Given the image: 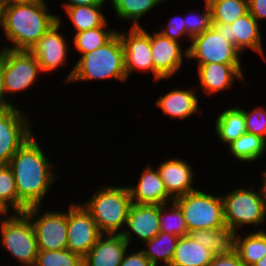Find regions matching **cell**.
<instances>
[{"mask_svg":"<svg viewBox=\"0 0 266 266\" xmlns=\"http://www.w3.org/2000/svg\"><path fill=\"white\" fill-rule=\"evenodd\" d=\"M39 139L36 133L30 136L8 164L16 182L18 213L29 207L44 206L53 185L62 175L61 168L51 160L50 154H46V148L40 143L42 139Z\"/></svg>","mask_w":266,"mask_h":266,"instance_id":"obj_1","label":"cell"},{"mask_svg":"<svg viewBox=\"0 0 266 266\" xmlns=\"http://www.w3.org/2000/svg\"><path fill=\"white\" fill-rule=\"evenodd\" d=\"M48 4L46 0H33L1 7L0 38L5 40L0 41V48L29 51L58 21V14L52 13Z\"/></svg>","mask_w":266,"mask_h":266,"instance_id":"obj_2","label":"cell"},{"mask_svg":"<svg viewBox=\"0 0 266 266\" xmlns=\"http://www.w3.org/2000/svg\"><path fill=\"white\" fill-rule=\"evenodd\" d=\"M76 56L79 58L71 65L72 68L66 77H63L60 86L104 80L129 83L125 72L124 47L118 33L103 46Z\"/></svg>","mask_w":266,"mask_h":266,"instance_id":"obj_3","label":"cell"},{"mask_svg":"<svg viewBox=\"0 0 266 266\" xmlns=\"http://www.w3.org/2000/svg\"><path fill=\"white\" fill-rule=\"evenodd\" d=\"M108 183L96 186L89 197L79 202L91 214L101 234L121 235L132 204L130 191L123 181L117 185Z\"/></svg>","mask_w":266,"mask_h":266,"instance_id":"obj_4","label":"cell"},{"mask_svg":"<svg viewBox=\"0 0 266 266\" xmlns=\"http://www.w3.org/2000/svg\"><path fill=\"white\" fill-rule=\"evenodd\" d=\"M236 187L220 192L226 226L235 233L266 230V200L260 187L255 182Z\"/></svg>","mask_w":266,"mask_h":266,"instance_id":"obj_5","label":"cell"},{"mask_svg":"<svg viewBox=\"0 0 266 266\" xmlns=\"http://www.w3.org/2000/svg\"><path fill=\"white\" fill-rule=\"evenodd\" d=\"M0 246L15 261L12 266L35 265L39 249L33 225L25 212L0 214Z\"/></svg>","mask_w":266,"mask_h":266,"instance_id":"obj_6","label":"cell"},{"mask_svg":"<svg viewBox=\"0 0 266 266\" xmlns=\"http://www.w3.org/2000/svg\"><path fill=\"white\" fill-rule=\"evenodd\" d=\"M1 67L5 95L13 107L20 104L15 103V95L20 97L18 94L22 96V93L30 91L40 82L39 75H44L36 57L26 50L1 48Z\"/></svg>","mask_w":266,"mask_h":266,"instance_id":"obj_7","label":"cell"},{"mask_svg":"<svg viewBox=\"0 0 266 266\" xmlns=\"http://www.w3.org/2000/svg\"><path fill=\"white\" fill-rule=\"evenodd\" d=\"M200 188L174 199L182 209L189 233L226 226L219 190L215 194Z\"/></svg>","mask_w":266,"mask_h":266,"instance_id":"obj_8","label":"cell"},{"mask_svg":"<svg viewBox=\"0 0 266 266\" xmlns=\"http://www.w3.org/2000/svg\"><path fill=\"white\" fill-rule=\"evenodd\" d=\"M49 208L33 206L24 211L33 225L38 249L47 251L67 249V208L65 210L59 206L56 211Z\"/></svg>","mask_w":266,"mask_h":266,"instance_id":"obj_9","label":"cell"},{"mask_svg":"<svg viewBox=\"0 0 266 266\" xmlns=\"http://www.w3.org/2000/svg\"><path fill=\"white\" fill-rule=\"evenodd\" d=\"M57 17L58 21L29 50L38 60L44 76L52 75L56 71L58 73L63 66L69 67V63H71V60L68 59L72 57L70 54L72 53L71 44H69L71 37L66 38L64 27L67 25L66 21L62 19V15H57Z\"/></svg>","mask_w":266,"mask_h":266,"instance_id":"obj_10","label":"cell"},{"mask_svg":"<svg viewBox=\"0 0 266 266\" xmlns=\"http://www.w3.org/2000/svg\"><path fill=\"white\" fill-rule=\"evenodd\" d=\"M242 53L213 26L191 40L188 61L195 64H243ZM243 62V63H242Z\"/></svg>","mask_w":266,"mask_h":266,"instance_id":"obj_11","label":"cell"},{"mask_svg":"<svg viewBox=\"0 0 266 266\" xmlns=\"http://www.w3.org/2000/svg\"><path fill=\"white\" fill-rule=\"evenodd\" d=\"M152 30L150 32V45L154 82H166L165 80H172L174 76L176 78V74L178 75V72L182 71L183 64L188 62L187 45H182L180 42L163 36L158 30Z\"/></svg>","mask_w":266,"mask_h":266,"instance_id":"obj_12","label":"cell"},{"mask_svg":"<svg viewBox=\"0 0 266 266\" xmlns=\"http://www.w3.org/2000/svg\"><path fill=\"white\" fill-rule=\"evenodd\" d=\"M24 108L0 110V165L9 164L11 157L34 134L33 122Z\"/></svg>","mask_w":266,"mask_h":266,"instance_id":"obj_13","label":"cell"},{"mask_svg":"<svg viewBox=\"0 0 266 266\" xmlns=\"http://www.w3.org/2000/svg\"><path fill=\"white\" fill-rule=\"evenodd\" d=\"M118 28L117 33L124 47L125 72L127 79L138 72L152 75L154 81V67L152 62L150 32L142 27ZM149 73V74H148ZM131 76V77H130Z\"/></svg>","mask_w":266,"mask_h":266,"instance_id":"obj_14","label":"cell"},{"mask_svg":"<svg viewBox=\"0 0 266 266\" xmlns=\"http://www.w3.org/2000/svg\"><path fill=\"white\" fill-rule=\"evenodd\" d=\"M67 208V249L83 258L102 235L84 206L72 200Z\"/></svg>","mask_w":266,"mask_h":266,"instance_id":"obj_15","label":"cell"},{"mask_svg":"<svg viewBox=\"0 0 266 266\" xmlns=\"http://www.w3.org/2000/svg\"><path fill=\"white\" fill-rule=\"evenodd\" d=\"M262 25L263 23L260 25L249 12L232 24L212 23V26L242 55L250 50L252 53L258 54V57L263 58L262 61L265 60L266 63V51H264L266 47L263 45L266 43L263 41L264 28Z\"/></svg>","mask_w":266,"mask_h":266,"instance_id":"obj_16","label":"cell"},{"mask_svg":"<svg viewBox=\"0 0 266 266\" xmlns=\"http://www.w3.org/2000/svg\"><path fill=\"white\" fill-rule=\"evenodd\" d=\"M195 71H197L198 86L195 88L199 96L208 97L213 99L214 95L229 92L233 89L235 81L240 83L250 82L244 75L243 64H222V63H209V64H195ZM247 80V82H245ZM229 90V91H228ZM206 95V96H205Z\"/></svg>","mask_w":266,"mask_h":266,"instance_id":"obj_17","label":"cell"},{"mask_svg":"<svg viewBox=\"0 0 266 266\" xmlns=\"http://www.w3.org/2000/svg\"><path fill=\"white\" fill-rule=\"evenodd\" d=\"M159 233V205L132 203L128 211L125 229L121 234L129 246L136 247V245H132L136 239L137 247H139V243L143 245L144 242L153 239Z\"/></svg>","mask_w":266,"mask_h":266,"instance_id":"obj_18","label":"cell"},{"mask_svg":"<svg viewBox=\"0 0 266 266\" xmlns=\"http://www.w3.org/2000/svg\"><path fill=\"white\" fill-rule=\"evenodd\" d=\"M198 93L195 84L190 88H182V86L180 88V85L179 87L177 85L175 89L172 88L167 93L159 95L154 104L162 111L163 116L169 117L174 122L176 120L184 121L197 114L203 117L204 111L200 104L203 100H199Z\"/></svg>","mask_w":266,"mask_h":266,"instance_id":"obj_19","label":"cell"},{"mask_svg":"<svg viewBox=\"0 0 266 266\" xmlns=\"http://www.w3.org/2000/svg\"><path fill=\"white\" fill-rule=\"evenodd\" d=\"M172 157L157 163L156 167L168 193L175 199L196 190L195 178L198 176H196L197 173L193 169L192 163L186 158H182L181 155L174 158V154Z\"/></svg>","mask_w":266,"mask_h":266,"instance_id":"obj_20","label":"cell"},{"mask_svg":"<svg viewBox=\"0 0 266 266\" xmlns=\"http://www.w3.org/2000/svg\"><path fill=\"white\" fill-rule=\"evenodd\" d=\"M154 164H147L140 171V175L134 185L128 184L132 203L163 205L174 201L168 193L165 183L161 179L157 167Z\"/></svg>","mask_w":266,"mask_h":266,"instance_id":"obj_21","label":"cell"},{"mask_svg":"<svg viewBox=\"0 0 266 266\" xmlns=\"http://www.w3.org/2000/svg\"><path fill=\"white\" fill-rule=\"evenodd\" d=\"M128 248L122 235L102 234L82 258L83 266H119Z\"/></svg>","mask_w":266,"mask_h":266,"instance_id":"obj_22","label":"cell"},{"mask_svg":"<svg viewBox=\"0 0 266 266\" xmlns=\"http://www.w3.org/2000/svg\"><path fill=\"white\" fill-rule=\"evenodd\" d=\"M233 107V104L228 105L226 108L219 111L218 115L213 120V133L217 138L216 140L224 146H227L232 141L246 133L245 117H244V105ZM216 118V119H215Z\"/></svg>","mask_w":266,"mask_h":266,"instance_id":"obj_23","label":"cell"},{"mask_svg":"<svg viewBox=\"0 0 266 266\" xmlns=\"http://www.w3.org/2000/svg\"><path fill=\"white\" fill-rule=\"evenodd\" d=\"M233 159L237 160V164H244L248 166L252 164L262 162V158L266 156V139L251 133H244L236 140L232 141L226 146ZM254 162V163H253ZM248 163V164H247Z\"/></svg>","mask_w":266,"mask_h":266,"instance_id":"obj_24","label":"cell"},{"mask_svg":"<svg viewBox=\"0 0 266 266\" xmlns=\"http://www.w3.org/2000/svg\"><path fill=\"white\" fill-rule=\"evenodd\" d=\"M170 0H110V8L117 19L123 22H129L131 27H142L141 20L148 13L154 11L156 7H160L169 3ZM159 5V6H158ZM154 9V10H153Z\"/></svg>","mask_w":266,"mask_h":266,"instance_id":"obj_25","label":"cell"},{"mask_svg":"<svg viewBox=\"0 0 266 266\" xmlns=\"http://www.w3.org/2000/svg\"><path fill=\"white\" fill-rule=\"evenodd\" d=\"M213 257L209 249L187 235L178 239L170 266H208Z\"/></svg>","mask_w":266,"mask_h":266,"instance_id":"obj_26","label":"cell"},{"mask_svg":"<svg viewBox=\"0 0 266 266\" xmlns=\"http://www.w3.org/2000/svg\"><path fill=\"white\" fill-rule=\"evenodd\" d=\"M106 7V5H81L66 8L62 14L65 13L64 16H67H65V18L67 19V22L70 23L69 25H72L73 29H70L74 31V34L103 26L110 17L106 16Z\"/></svg>","mask_w":266,"mask_h":266,"instance_id":"obj_27","label":"cell"},{"mask_svg":"<svg viewBox=\"0 0 266 266\" xmlns=\"http://www.w3.org/2000/svg\"><path fill=\"white\" fill-rule=\"evenodd\" d=\"M189 235L209 249L214 256L231 254L235 250L236 233L228 226L195 230L190 232Z\"/></svg>","mask_w":266,"mask_h":266,"instance_id":"obj_28","label":"cell"},{"mask_svg":"<svg viewBox=\"0 0 266 266\" xmlns=\"http://www.w3.org/2000/svg\"><path fill=\"white\" fill-rule=\"evenodd\" d=\"M235 251L245 266H254L266 256V230L236 233Z\"/></svg>","mask_w":266,"mask_h":266,"instance_id":"obj_29","label":"cell"},{"mask_svg":"<svg viewBox=\"0 0 266 266\" xmlns=\"http://www.w3.org/2000/svg\"><path fill=\"white\" fill-rule=\"evenodd\" d=\"M178 239L176 235L160 231L153 239L144 242L141 250L153 266H170Z\"/></svg>","mask_w":266,"mask_h":266,"instance_id":"obj_30","label":"cell"},{"mask_svg":"<svg viewBox=\"0 0 266 266\" xmlns=\"http://www.w3.org/2000/svg\"><path fill=\"white\" fill-rule=\"evenodd\" d=\"M109 22L107 21L103 26L81 31L70 36L72 40L70 43L73 47L72 53L74 50L76 54L79 53V56H81L106 44L117 33L118 29L117 26L115 28L109 26L111 25Z\"/></svg>","mask_w":266,"mask_h":266,"instance_id":"obj_31","label":"cell"},{"mask_svg":"<svg viewBox=\"0 0 266 266\" xmlns=\"http://www.w3.org/2000/svg\"><path fill=\"white\" fill-rule=\"evenodd\" d=\"M212 23L232 24L248 12V0H207Z\"/></svg>","mask_w":266,"mask_h":266,"instance_id":"obj_32","label":"cell"},{"mask_svg":"<svg viewBox=\"0 0 266 266\" xmlns=\"http://www.w3.org/2000/svg\"><path fill=\"white\" fill-rule=\"evenodd\" d=\"M160 231L183 237L189 235L182 209L175 202L159 205Z\"/></svg>","mask_w":266,"mask_h":266,"instance_id":"obj_33","label":"cell"},{"mask_svg":"<svg viewBox=\"0 0 266 266\" xmlns=\"http://www.w3.org/2000/svg\"><path fill=\"white\" fill-rule=\"evenodd\" d=\"M0 211L2 213H18L16 182L8 164L0 165Z\"/></svg>","mask_w":266,"mask_h":266,"instance_id":"obj_34","label":"cell"},{"mask_svg":"<svg viewBox=\"0 0 266 266\" xmlns=\"http://www.w3.org/2000/svg\"><path fill=\"white\" fill-rule=\"evenodd\" d=\"M203 7L188 9V12L183 13L185 29L188 33V49L191 40L199 36L212 26L211 9L207 0H203ZM204 9V10H203Z\"/></svg>","mask_w":266,"mask_h":266,"instance_id":"obj_35","label":"cell"},{"mask_svg":"<svg viewBox=\"0 0 266 266\" xmlns=\"http://www.w3.org/2000/svg\"><path fill=\"white\" fill-rule=\"evenodd\" d=\"M34 266H83L82 258L68 249L39 250Z\"/></svg>","mask_w":266,"mask_h":266,"instance_id":"obj_36","label":"cell"},{"mask_svg":"<svg viewBox=\"0 0 266 266\" xmlns=\"http://www.w3.org/2000/svg\"><path fill=\"white\" fill-rule=\"evenodd\" d=\"M250 108L244 106L246 131L266 139V105Z\"/></svg>","mask_w":266,"mask_h":266,"instance_id":"obj_37","label":"cell"},{"mask_svg":"<svg viewBox=\"0 0 266 266\" xmlns=\"http://www.w3.org/2000/svg\"><path fill=\"white\" fill-rule=\"evenodd\" d=\"M172 17V18H171ZM169 19H167V23L160 25L159 33H161L163 36L180 42L183 44H187L188 49V33L185 29V22L183 14H174V16H171ZM186 39V40H185ZM186 41V42H185Z\"/></svg>","mask_w":266,"mask_h":266,"instance_id":"obj_38","label":"cell"},{"mask_svg":"<svg viewBox=\"0 0 266 266\" xmlns=\"http://www.w3.org/2000/svg\"><path fill=\"white\" fill-rule=\"evenodd\" d=\"M133 248V250H132ZM140 249V250H139ZM119 266H153L150 260L144 255L141 247H131L126 250Z\"/></svg>","mask_w":266,"mask_h":266,"instance_id":"obj_39","label":"cell"},{"mask_svg":"<svg viewBox=\"0 0 266 266\" xmlns=\"http://www.w3.org/2000/svg\"><path fill=\"white\" fill-rule=\"evenodd\" d=\"M208 266H245L240 260L238 253L234 250L231 254L214 256Z\"/></svg>","mask_w":266,"mask_h":266,"instance_id":"obj_40","label":"cell"},{"mask_svg":"<svg viewBox=\"0 0 266 266\" xmlns=\"http://www.w3.org/2000/svg\"><path fill=\"white\" fill-rule=\"evenodd\" d=\"M248 12L259 24L266 23V0H248Z\"/></svg>","mask_w":266,"mask_h":266,"instance_id":"obj_41","label":"cell"},{"mask_svg":"<svg viewBox=\"0 0 266 266\" xmlns=\"http://www.w3.org/2000/svg\"><path fill=\"white\" fill-rule=\"evenodd\" d=\"M109 6V0H64L60 5L62 6V11L69 7L76 6H92V5H106Z\"/></svg>","mask_w":266,"mask_h":266,"instance_id":"obj_42","label":"cell"},{"mask_svg":"<svg viewBox=\"0 0 266 266\" xmlns=\"http://www.w3.org/2000/svg\"><path fill=\"white\" fill-rule=\"evenodd\" d=\"M11 107L13 106L8 102L4 91L3 74L1 67V48H0V110L9 109Z\"/></svg>","mask_w":266,"mask_h":266,"instance_id":"obj_43","label":"cell"},{"mask_svg":"<svg viewBox=\"0 0 266 266\" xmlns=\"http://www.w3.org/2000/svg\"><path fill=\"white\" fill-rule=\"evenodd\" d=\"M265 168L260 169L261 172L259 173V175L261 176L259 181V187L261 190V193L264 195L265 200H266V165L264 166Z\"/></svg>","mask_w":266,"mask_h":266,"instance_id":"obj_44","label":"cell"},{"mask_svg":"<svg viewBox=\"0 0 266 266\" xmlns=\"http://www.w3.org/2000/svg\"><path fill=\"white\" fill-rule=\"evenodd\" d=\"M30 1H33V0H0V8L11 5V4L26 3Z\"/></svg>","mask_w":266,"mask_h":266,"instance_id":"obj_45","label":"cell"},{"mask_svg":"<svg viewBox=\"0 0 266 266\" xmlns=\"http://www.w3.org/2000/svg\"><path fill=\"white\" fill-rule=\"evenodd\" d=\"M254 266H266V256L259 260Z\"/></svg>","mask_w":266,"mask_h":266,"instance_id":"obj_46","label":"cell"}]
</instances>
